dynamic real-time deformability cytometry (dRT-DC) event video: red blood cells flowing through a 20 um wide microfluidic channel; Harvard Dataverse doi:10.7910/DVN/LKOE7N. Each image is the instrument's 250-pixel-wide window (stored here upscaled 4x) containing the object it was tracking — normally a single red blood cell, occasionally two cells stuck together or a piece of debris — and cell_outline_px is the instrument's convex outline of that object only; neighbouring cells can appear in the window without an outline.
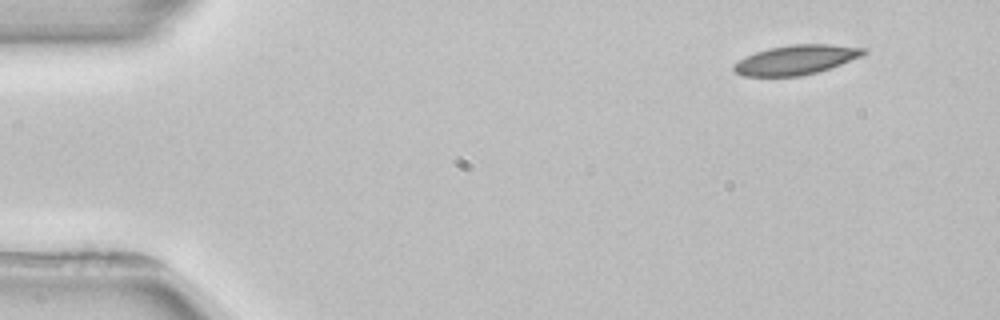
{"species": "common noctule bat (a hibernating species)", "species_latin": "Nyctalus noctula", "temperature_condition": "room temperature", "stored_images_in_passage": 3, "camera_frame_rate_fps": 3000, "um_per_image_px": 0.085, "animal": {"sex": "female", "body_mass_g": 22.7, "forearm_length_mm": 54.2}, "frame": {"image": 1, "passage_image": 1, "time_ms": 0.0, "image_size_px": [1000, 320], "cell_outline_px": [[868, 52], [860, 56], [840, 64], [816, 72], [800, 76], [744, 76], [736, 72], [732, 68], [732, 64], [744, 56], [768, 48], [792, 44], [832, 44], [868, 48]], "centroid_in_image_um": [67.64, 5.07], "position_along_channel_um": 17.4, "area_um2": 22.31}}
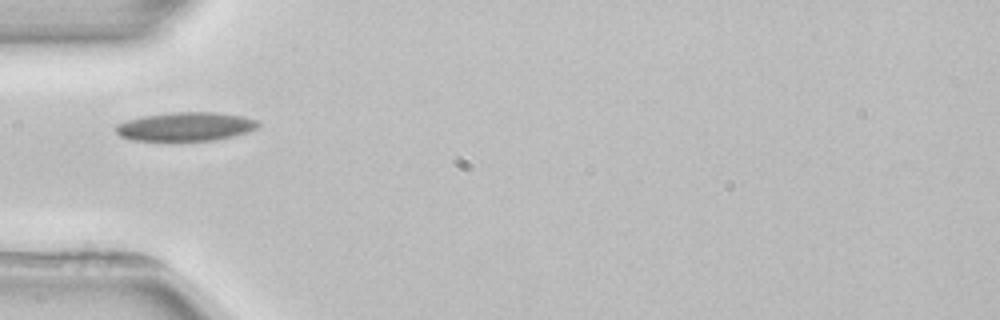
{"frame": {"image": 2, "passage_image": 3, "time_ms": 4.0, "image_size_px": [1000, 320], "cell_outline_px": [[260, 124], [256, 128], [248, 132], [216, 140], [132, 140], [120, 136], [116, 132], [116, 124], [128, 120], [144, 116], [172, 112], [216, 112], [244, 116], [260, 120]], "centroid_in_image_um": [15.82, 10.75], "position_along_channel_um": 69.2, "area_um2": 23.81}}